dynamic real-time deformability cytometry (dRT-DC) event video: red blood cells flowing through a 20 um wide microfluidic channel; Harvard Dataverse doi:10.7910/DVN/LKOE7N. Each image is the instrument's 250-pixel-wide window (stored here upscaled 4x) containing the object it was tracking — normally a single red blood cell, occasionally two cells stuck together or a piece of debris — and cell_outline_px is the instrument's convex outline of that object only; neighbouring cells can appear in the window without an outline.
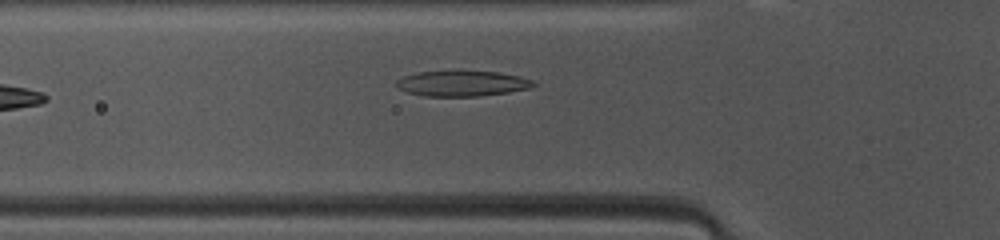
{"species": "common noctule bat (a hibernating species)", "species_latin": "Nyctalus noctula", "temperature_condition": "warm", "stored_images_in_passage": 23, "camera_frame_rate_fps": 3000, "um_per_image_px": 0.085, "animal": {"sex": "female", "body_mass_g": 10.0, "forearm_length_mm": 53.1}, "frame": {"image": 1, "passage_image": 5, "time_ms": 1.333, "image_size_px": [1000, 240], "cell_outline_px": [[536, 84], [532, 88], [508, 92], [480, 96], [424, 96], [408, 92], [400, 88], [396, 84], [396, 80], [404, 76], [420, 72], [456, 68], [500, 72], [520, 76], [532, 80]], "centroid_in_image_um": [39.31, 7.05], "position_along_channel_um": 86.5, "area_um2": 21.15}}
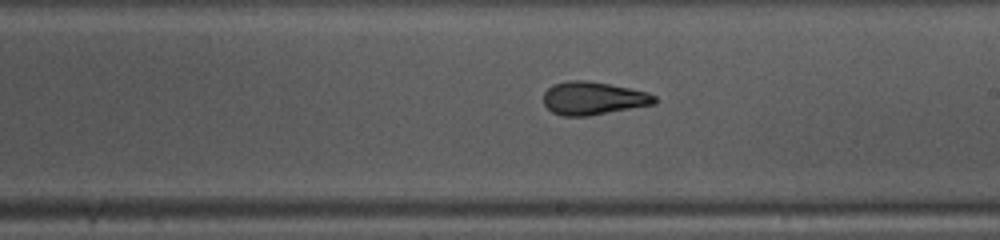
{"frame": {"image": 2, "passage_image": 13, "time_ms": 4.0, "image_size_px": [1000, 240], "cell_outline_px": [[656, 104], [588, 116], [560, 116], [552, 112], [544, 104], [544, 92], [552, 84], [568, 80], [588, 80], [648, 92], [656, 96]], "centroid_in_image_um": [50.41, 8.35], "position_along_channel_um": 238.6, "area_um2": 21.5}}
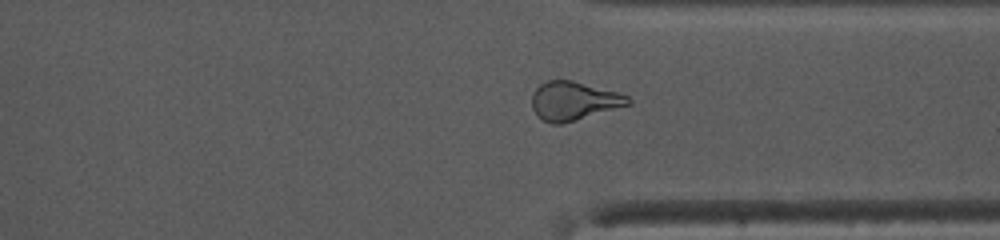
{"frame": {"image": 3, "passage_image": 22, "time_ms": 7.0, "image_size_px": [1000, 240], "cell_outline_px": [[632, 104], [576, 120], [560, 124], [552, 124], [544, 120], [532, 108], [532, 92], [540, 84], [548, 80], [572, 80], [616, 92], [628, 96], [632, 100]], "centroid_in_image_um": [48.78, 8.57], "position_along_channel_um": 362.6, "area_um2": 21.5}}